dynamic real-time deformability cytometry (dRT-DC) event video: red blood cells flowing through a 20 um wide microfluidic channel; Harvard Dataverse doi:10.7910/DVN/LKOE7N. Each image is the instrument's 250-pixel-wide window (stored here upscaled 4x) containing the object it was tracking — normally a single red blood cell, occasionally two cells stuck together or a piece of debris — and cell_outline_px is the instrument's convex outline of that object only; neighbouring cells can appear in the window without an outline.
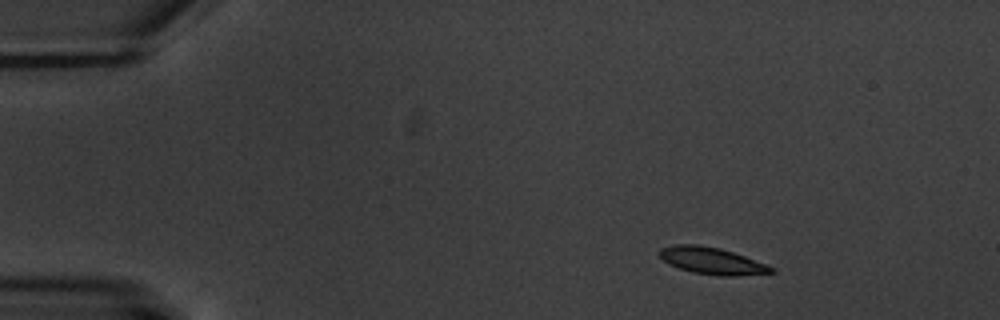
{"species": "common noctule bat (a hibernating species)", "species_latin": "Nyctalus noctula", "temperature_condition": "warm", "stored_images_in_passage": 5, "camera_frame_rate_fps": 3000, "um_per_image_px": 0.085, "animal": {"sex": "male", "body_mass_g": 20.1, "forearm_length_mm": 53.5}, "frame": {"image": 1, "passage_image": 1, "time_ms": 0.0, "image_size_px": [1000, 320], "cell_outline_px": [[776, 272], [736, 276], [720, 276], [692, 272], [668, 264], [656, 252], [660, 248], [676, 244], [700, 244], [720, 248], [768, 264], [776, 268]], "centroid_in_image_um": [60.52, 22.16], "position_along_channel_um": 24.5, "area_um2": 17.69}}
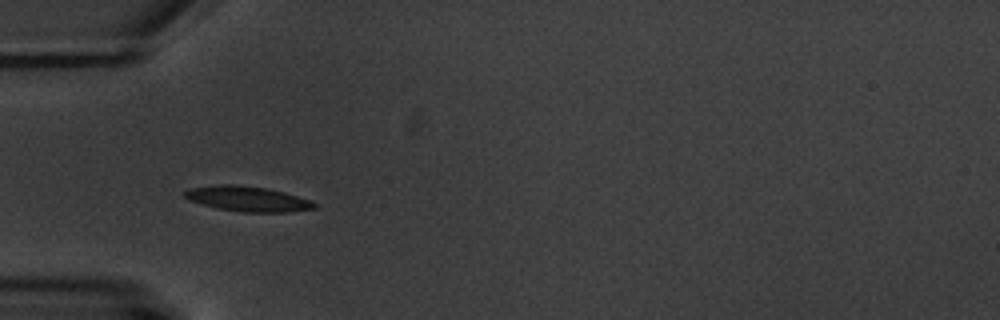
{"frame": {"image": 2, "passage_image": 3, "time_ms": 3.333, "image_size_px": [1000, 320], "cell_outline_px": [[316, 208], [288, 212], [240, 212], [216, 208], [188, 200], [184, 196], [184, 192], [188, 188], [216, 184], [236, 184], [264, 188], [284, 192], [312, 200], [316, 204]], "centroid_in_image_um": [21.02, 16.9], "position_along_channel_um": 64.0, "area_um2": 19.13}}